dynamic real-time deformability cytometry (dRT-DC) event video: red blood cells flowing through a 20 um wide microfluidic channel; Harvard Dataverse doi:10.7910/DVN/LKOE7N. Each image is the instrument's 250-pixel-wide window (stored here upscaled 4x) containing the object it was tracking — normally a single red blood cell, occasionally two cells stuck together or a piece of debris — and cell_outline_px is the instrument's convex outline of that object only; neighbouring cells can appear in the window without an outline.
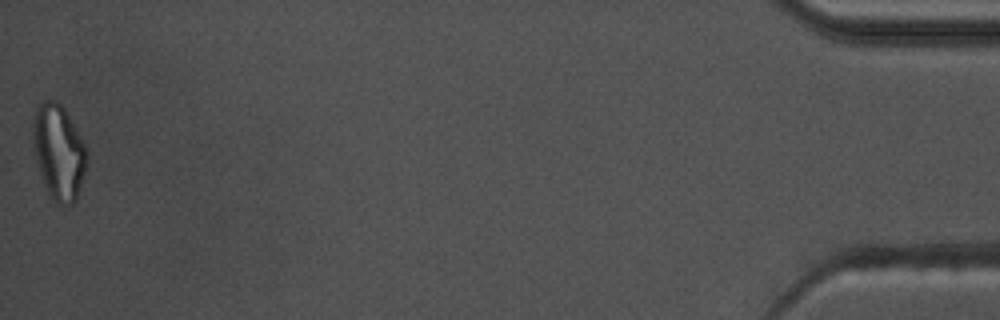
{"species": "common noctule bat (a hibernating species)", "species_latin": "Nyctalus noctula", "temperature_condition": "warm", "stored_images_in_passage": 42, "camera_frame_rate_fps": 3000, "um_per_image_px": 0.085, "animal": {"sex": "male", "body_mass_g": 17.5, "forearm_length_mm": 52.3}, "frame": {"image": 1, "passage_image": 42, "time_ms": 13.667, "image_size_px": [1000, 320], "cell_outline_px": [[84, 172], [76, 200], [72, 204], [64, 208], [56, 204], [48, 196], [36, 160], [32, 144], [32, 124], [36, 108], [44, 100], [56, 100], [64, 108], [76, 128], [84, 144]], "centroid_in_image_um": [4.93, 12.95], "position_along_channel_um": 430.3, "area_um2": 29.65}, "authors_computed_cell_mechanics": {"area_um2": 18.8717, "velocity_mm_per_s": 3.5758, "shape_relaxation_time_tau1_ms": null, "shape_relaxation_time_tau2_ms": 5.6505, "deformation_change_tau1": null, "deformation_change_tau2": 0.1651}}